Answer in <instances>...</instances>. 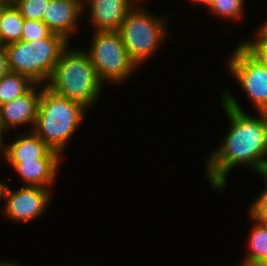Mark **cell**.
Wrapping results in <instances>:
<instances>
[{"label": "cell", "mask_w": 267, "mask_h": 266, "mask_svg": "<svg viewBox=\"0 0 267 266\" xmlns=\"http://www.w3.org/2000/svg\"><path fill=\"white\" fill-rule=\"evenodd\" d=\"M243 43L267 65V39H249Z\"/></svg>", "instance_id": "21"}, {"label": "cell", "mask_w": 267, "mask_h": 266, "mask_svg": "<svg viewBox=\"0 0 267 266\" xmlns=\"http://www.w3.org/2000/svg\"><path fill=\"white\" fill-rule=\"evenodd\" d=\"M53 32L43 21L24 19L22 41H36L49 37Z\"/></svg>", "instance_id": "19"}, {"label": "cell", "mask_w": 267, "mask_h": 266, "mask_svg": "<svg viewBox=\"0 0 267 266\" xmlns=\"http://www.w3.org/2000/svg\"><path fill=\"white\" fill-rule=\"evenodd\" d=\"M24 18L19 10L11 2L1 9L0 14V46L18 42L21 40Z\"/></svg>", "instance_id": "15"}, {"label": "cell", "mask_w": 267, "mask_h": 266, "mask_svg": "<svg viewBox=\"0 0 267 266\" xmlns=\"http://www.w3.org/2000/svg\"><path fill=\"white\" fill-rule=\"evenodd\" d=\"M37 85L40 86L35 83L26 93L0 106V123L5 132L26 124L32 125L33 131L42 91L41 86L40 91L36 90Z\"/></svg>", "instance_id": "9"}, {"label": "cell", "mask_w": 267, "mask_h": 266, "mask_svg": "<svg viewBox=\"0 0 267 266\" xmlns=\"http://www.w3.org/2000/svg\"><path fill=\"white\" fill-rule=\"evenodd\" d=\"M264 181V189L250 205L249 214L252 217H267V171L259 173Z\"/></svg>", "instance_id": "20"}, {"label": "cell", "mask_w": 267, "mask_h": 266, "mask_svg": "<svg viewBox=\"0 0 267 266\" xmlns=\"http://www.w3.org/2000/svg\"><path fill=\"white\" fill-rule=\"evenodd\" d=\"M6 133L3 128L1 127V123H0V141H3V134Z\"/></svg>", "instance_id": "29"}, {"label": "cell", "mask_w": 267, "mask_h": 266, "mask_svg": "<svg viewBox=\"0 0 267 266\" xmlns=\"http://www.w3.org/2000/svg\"><path fill=\"white\" fill-rule=\"evenodd\" d=\"M9 185H6L4 182H0V201L1 198H6V193Z\"/></svg>", "instance_id": "24"}, {"label": "cell", "mask_w": 267, "mask_h": 266, "mask_svg": "<svg viewBox=\"0 0 267 266\" xmlns=\"http://www.w3.org/2000/svg\"><path fill=\"white\" fill-rule=\"evenodd\" d=\"M221 100L230 127L221 146L207 158L205 170L215 190L227 185L228 172L235 166H246L257 174L267 169V112L247 115L227 90Z\"/></svg>", "instance_id": "1"}, {"label": "cell", "mask_w": 267, "mask_h": 266, "mask_svg": "<svg viewBox=\"0 0 267 266\" xmlns=\"http://www.w3.org/2000/svg\"><path fill=\"white\" fill-rule=\"evenodd\" d=\"M256 220H259L267 229V217H253Z\"/></svg>", "instance_id": "26"}, {"label": "cell", "mask_w": 267, "mask_h": 266, "mask_svg": "<svg viewBox=\"0 0 267 266\" xmlns=\"http://www.w3.org/2000/svg\"><path fill=\"white\" fill-rule=\"evenodd\" d=\"M22 178L24 186L50 188L55 183L61 159H37L35 161H6Z\"/></svg>", "instance_id": "13"}, {"label": "cell", "mask_w": 267, "mask_h": 266, "mask_svg": "<svg viewBox=\"0 0 267 266\" xmlns=\"http://www.w3.org/2000/svg\"><path fill=\"white\" fill-rule=\"evenodd\" d=\"M50 0H12L20 15L27 20L42 21Z\"/></svg>", "instance_id": "18"}, {"label": "cell", "mask_w": 267, "mask_h": 266, "mask_svg": "<svg viewBox=\"0 0 267 266\" xmlns=\"http://www.w3.org/2000/svg\"><path fill=\"white\" fill-rule=\"evenodd\" d=\"M34 84L29 77L9 71L0 79V106L26 93Z\"/></svg>", "instance_id": "16"}, {"label": "cell", "mask_w": 267, "mask_h": 266, "mask_svg": "<svg viewBox=\"0 0 267 266\" xmlns=\"http://www.w3.org/2000/svg\"><path fill=\"white\" fill-rule=\"evenodd\" d=\"M4 148H5V143H3V141H0V154L1 153L3 154Z\"/></svg>", "instance_id": "30"}, {"label": "cell", "mask_w": 267, "mask_h": 266, "mask_svg": "<svg viewBox=\"0 0 267 266\" xmlns=\"http://www.w3.org/2000/svg\"><path fill=\"white\" fill-rule=\"evenodd\" d=\"M63 36L52 33L36 41H18L4 46L10 72L46 85L63 50L70 45ZM44 81V82H43Z\"/></svg>", "instance_id": "4"}, {"label": "cell", "mask_w": 267, "mask_h": 266, "mask_svg": "<svg viewBox=\"0 0 267 266\" xmlns=\"http://www.w3.org/2000/svg\"><path fill=\"white\" fill-rule=\"evenodd\" d=\"M190 1H192L194 4H198L199 6L201 4L206 5L207 8H209L213 0H190Z\"/></svg>", "instance_id": "25"}, {"label": "cell", "mask_w": 267, "mask_h": 266, "mask_svg": "<svg viewBox=\"0 0 267 266\" xmlns=\"http://www.w3.org/2000/svg\"><path fill=\"white\" fill-rule=\"evenodd\" d=\"M227 67L258 112H267V65L243 41L229 57Z\"/></svg>", "instance_id": "7"}, {"label": "cell", "mask_w": 267, "mask_h": 266, "mask_svg": "<svg viewBox=\"0 0 267 266\" xmlns=\"http://www.w3.org/2000/svg\"><path fill=\"white\" fill-rule=\"evenodd\" d=\"M90 9L94 31H118L127 14L134 8L131 0H83Z\"/></svg>", "instance_id": "11"}, {"label": "cell", "mask_w": 267, "mask_h": 266, "mask_svg": "<svg viewBox=\"0 0 267 266\" xmlns=\"http://www.w3.org/2000/svg\"><path fill=\"white\" fill-rule=\"evenodd\" d=\"M52 191L38 186H21L17 190L7 189L4 216L15 222H28L40 217L48 208Z\"/></svg>", "instance_id": "8"}, {"label": "cell", "mask_w": 267, "mask_h": 266, "mask_svg": "<svg viewBox=\"0 0 267 266\" xmlns=\"http://www.w3.org/2000/svg\"><path fill=\"white\" fill-rule=\"evenodd\" d=\"M83 9V0H50L42 21L53 33L69 41V36L78 26V18L83 15Z\"/></svg>", "instance_id": "10"}, {"label": "cell", "mask_w": 267, "mask_h": 266, "mask_svg": "<svg viewBox=\"0 0 267 266\" xmlns=\"http://www.w3.org/2000/svg\"><path fill=\"white\" fill-rule=\"evenodd\" d=\"M0 266H19L17 263L15 264L14 262H6V261H2L0 262Z\"/></svg>", "instance_id": "28"}, {"label": "cell", "mask_w": 267, "mask_h": 266, "mask_svg": "<svg viewBox=\"0 0 267 266\" xmlns=\"http://www.w3.org/2000/svg\"><path fill=\"white\" fill-rule=\"evenodd\" d=\"M134 4H136V5H140L141 3H143L144 2V0H131ZM139 1H140V4H139Z\"/></svg>", "instance_id": "31"}, {"label": "cell", "mask_w": 267, "mask_h": 266, "mask_svg": "<svg viewBox=\"0 0 267 266\" xmlns=\"http://www.w3.org/2000/svg\"><path fill=\"white\" fill-rule=\"evenodd\" d=\"M90 44L86 52L102 84L124 82L137 69L118 31H94Z\"/></svg>", "instance_id": "6"}, {"label": "cell", "mask_w": 267, "mask_h": 266, "mask_svg": "<svg viewBox=\"0 0 267 266\" xmlns=\"http://www.w3.org/2000/svg\"><path fill=\"white\" fill-rule=\"evenodd\" d=\"M33 131L62 156L69 139L79 128L85 112L82 104L53 93L44 84Z\"/></svg>", "instance_id": "3"}, {"label": "cell", "mask_w": 267, "mask_h": 266, "mask_svg": "<svg viewBox=\"0 0 267 266\" xmlns=\"http://www.w3.org/2000/svg\"><path fill=\"white\" fill-rule=\"evenodd\" d=\"M68 48L61 53L45 86L56 95L69 98L88 109L97 101L103 84L88 53L82 49Z\"/></svg>", "instance_id": "2"}, {"label": "cell", "mask_w": 267, "mask_h": 266, "mask_svg": "<svg viewBox=\"0 0 267 266\" xmlns=\"http://www.w3.org/2000/svg\"><path fill=\"white\" fill-rule=\"evenodd\" d=\"M155 16L142 5H136L119 27L123 44L137 67L150 59L168 36L165 18Z\"/></svg>", "instance_id": "5"}, {"label": "cell", "mask_w": 267, "mask_h": 266, "mask_svg": "<svg viewBox=\"0 0 267 266\" xmlns=\"http://www.w3.org/2000/svg\"><path fill=\"white\" fill-rule=\"evenodd\" d=\"M9 144V145H8ZM5 144L3 155L6 161H35L37 159H61L34 131Z\"/></svg>", "instance_id": "12"}, {"label": "cell", "mask_w": 267, "mask_h": 266, "mask_svg": "<svg viewBox=\"0 0 267 266\" xmlns=\"http://www.w3.org/2000/svg\"><path fill=\"white\" fill-rule=\"evenodd\" d=\"M244 1L245 0H213L208 8L213 15L219 18L240 20L244 15Z\"/></svg>", "instance_id": "17"}, {"label": "cell", "mask_w": 267, "mask_h": 266, "mask_svg": "<svg viewBox=\"0 0 267 266\" xmlns=\"http://www.w3.org/2000/svg\"><path fill=\"white\" fill-rule=\"evenodd\" d=\"M254 223L248 238V253L244 257L240 266H266L267 265V229L259 221L254 219L250 214Z\"/></svg>", "instance_id": "14"}, {"label": "cell", "mask_w": 267, "mask_h": 266, "mask_svg": "<svg viewBox=\"0 0 267 266\" xmlns=\"http://www.w3.org/2000/svg\"><path fill=\"white\" fill-rule=\"evenodd\" d=\"M9 72L7 54L4 47L0 46V79Z\"/></svg>", "instance_id": "22"}, {"label": "cell", "mask_w": 267, "mask_h": 266, "mask_svg": "<svg viewBox=\"0 0 267 266\" xmlns=\"http://www.w3.org/2000/svg\"><path fill=\"white\" fill-rule=\"evenodd\" d=\"M11 2L12 0H0V8L8 6Z\"/></svg>", "instance_id": "27"}, {"label": "cell", "mask_w": 267, "mask_h": 266, "mask_svg": "<svg viewBox=\"0 0 267 266\" xmlns=\"http://www.w3.org/2000/svg\"><path fill=\"white\" fill-rule=\"evenodd\" d=\"M256 39H267V20L257 31Z\"/></svg>", "instance_id": "23"}]
</instances>
